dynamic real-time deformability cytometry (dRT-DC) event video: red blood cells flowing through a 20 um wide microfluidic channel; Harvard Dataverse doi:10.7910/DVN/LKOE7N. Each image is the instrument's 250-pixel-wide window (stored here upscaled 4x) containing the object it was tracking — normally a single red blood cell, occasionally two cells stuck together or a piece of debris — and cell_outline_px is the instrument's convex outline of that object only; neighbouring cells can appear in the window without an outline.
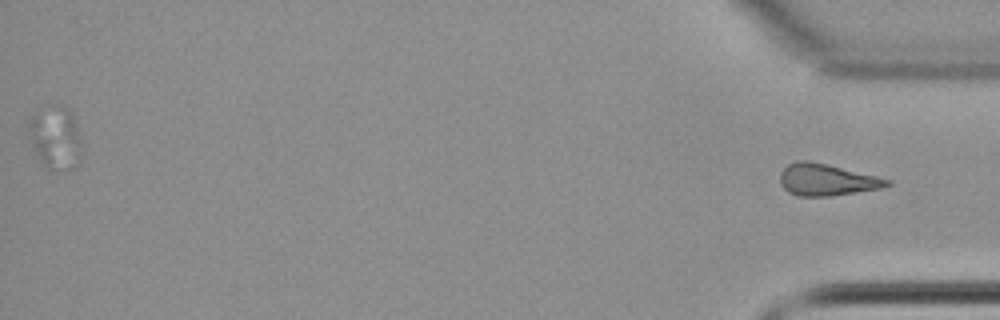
{"species": "common noctule bat (a hibernating species)", "species_latin": "Nyctalus noctula", "temperature_condition": "cold", "stored_images_in_passage": 44, "segment_of_instrument_passage": [2, 2], "camera_frame_rate_fps": 3000, "um_per_image_px": 0.085, "animal": {"sex": "female", "body_mass_g": 22.7, "forearm_length_mm": 54.2}, "frame": {"image": 1, "passage_image": 44, "time_ms": 14.333, "image_size_px": [1000, 320], "cell_outline_px": [[892, 184], [880, 188], [832, 196], [796, 196], [788, 192], [780, 184], [780, 172], [788, 164], [796, 160], [808, 160], [828, 164], [892, 180]], "centroid_in_image_um": [70.24, 15.28], "position_along_channel_um": 365.0, "area_um2": 19.88}}